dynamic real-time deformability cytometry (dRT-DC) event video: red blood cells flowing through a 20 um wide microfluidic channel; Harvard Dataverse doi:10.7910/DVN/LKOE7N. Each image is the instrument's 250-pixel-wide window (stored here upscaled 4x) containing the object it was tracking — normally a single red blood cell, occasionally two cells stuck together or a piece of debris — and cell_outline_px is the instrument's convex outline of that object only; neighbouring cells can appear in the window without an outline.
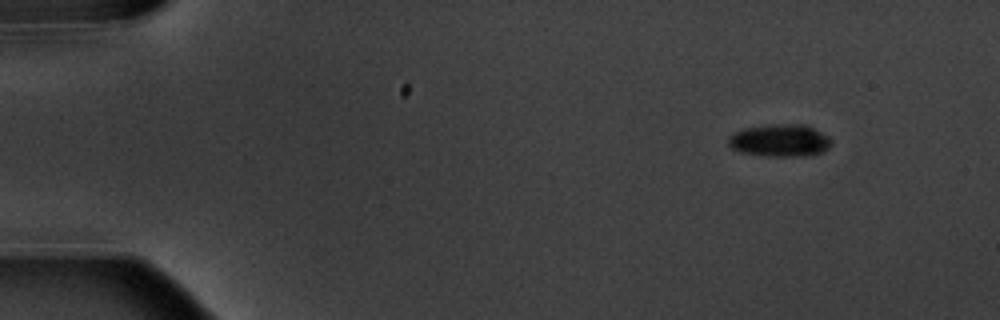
{"species": "common noctule bat (a hibernating species)", "species_latin": "Nyctalus noctula", "temperature_condition": "warm", "stored_images_in_passage": 15, "camera_frame_rate_fps": 3000, "um_per_image_px": 0.085, "animal": {"sex": "male", "body_mass_g": 20.1, "forearm_length_mm": 53.5}, "frame": {"image": 1, "passage_image": 2, "time_ms": 1.333, "image_size_px": [1000, 320], "cell_outline_px": [[832, 144], [824, 152], [808, 156], [764, 156], [740, 152], [732, 148], [728, 144], [728, 136], [744, 128], [772, 124], [804, 124], [828, 136]], "centroid_in_image_um": [66.29, 11.95], "position_along_channel_um": 18.7, "area_um2": 19.54}}
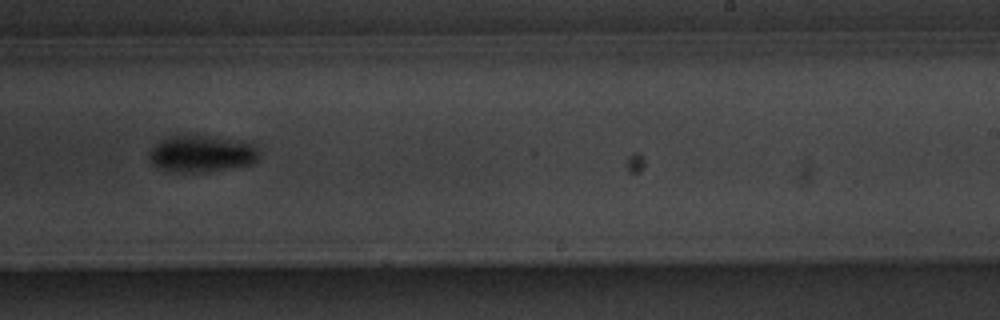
{"frame": {"image": 2, "passage_image": 10, "time_ms": 11.333, "image_size_px": [1000, 320], "cell_outline_px": [[260, 156], [252, 164], [204, 172], [184, 172], [156, 168], [152, 164], [148, 156], [148, 152], [160, 140], [168, 136], [204, 136], [244, 140], [256, 144]], "centroid_in_image_um": [17.16, 13.06], "position_along_channel_um": 271.8, "area_um2": 23.64}}
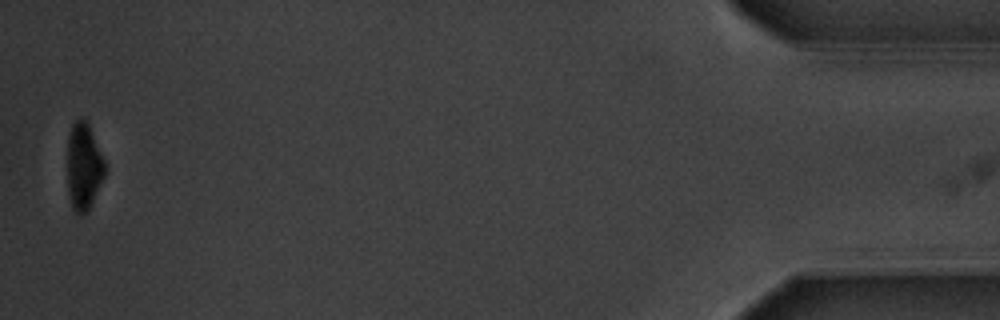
{"frame": {"image": 3, "passage_image": 15, "time_ms": 18.0, "image_size_px": [1000, 320], "cell_outline_px": [[104, 176], [88, 208], [80, 216], [72, 208], [68, 192], [68, 136], [72, 124], [80, 116], [84, 116], [88, 124], [104, 160]], "centroid_in_image_um": [7.09, 14.1], "position_along_channel_um": 428.1, "area_um2": 18.55}, "authors_computed_cell_mechanics": {"area_um2": 21.0392, "velocity_mm_per_s": 3.604, "shape_relaxation_time_tau1_ms": 1.4898, "shape_relaxation_time_tau2_ms": null, "deformation_change_tau1": 0.1005, "deformation_change_tau2": null}}